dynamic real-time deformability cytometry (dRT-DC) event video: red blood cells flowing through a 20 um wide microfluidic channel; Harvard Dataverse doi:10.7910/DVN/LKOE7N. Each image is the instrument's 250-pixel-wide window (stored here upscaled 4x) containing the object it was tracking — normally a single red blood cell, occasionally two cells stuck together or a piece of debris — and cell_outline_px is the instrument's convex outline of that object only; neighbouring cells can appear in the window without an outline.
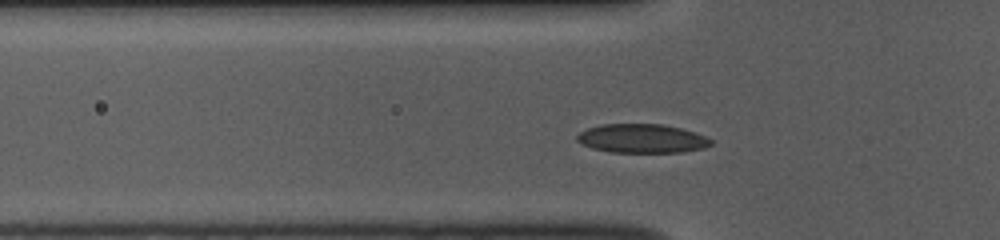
{"species": "common noctule bat (a hibernating species)", "species_latin": "Nyctalus noctula", "temperature_condition": "room temperature", "stored_images_in_passage": 38, "camera_frame_rate_fps": 3000, "um_per_image_px": 0.085, "animal": {"sex": "female", "body_mass_g": 10.0, "forearm_length_mm": 53.1}, "frame": {"image": 1, "passage_image": 3, "time_ms": 0.667, "image_size_px": [1000, 240], "cell_outline_px": [[712, 144], [704, 148], [680, 152], [612, 152], [592, 148], [576, 140], [576, 136], [580, 132], [588, 128], [600, 124], [664, 124], [696, 132], [712, 140]], "centroid_in_image_um": [54.57, 11.76], "position_along_channel_um": 71.2, "area_um2": 22.48}}
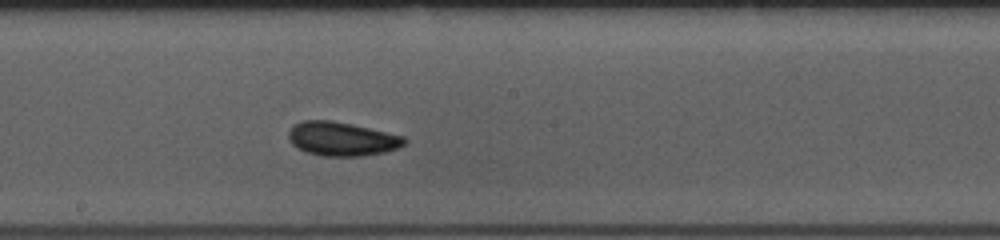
{"frame": {"image": 2, "passage_image": 15, "time_ms": 4.667, "image_size_px": [1000, 240], "cell_outline_px": [[408, 140], [404, 144], [396, 148], [384, 152], [364, 156], [324, 156], [308, 152], [296, 148], [288, 140], [288, 132], [292, 124], [304, 120], [332, 120], [352, 124], [404, 136]], "centroid_in_image_um": [29.02, 11.8], "position_along_channel_um": 219.2, "area_um2": 23.0}}
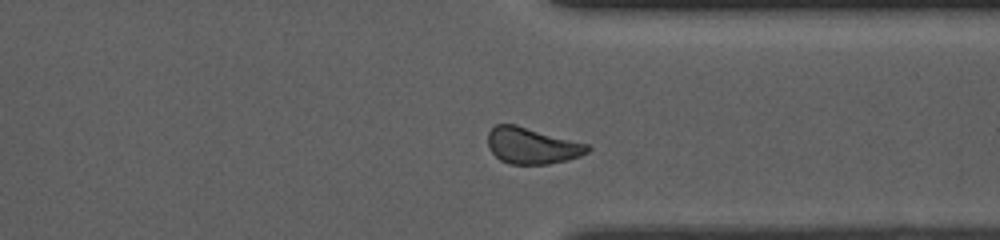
{"frame": {"image": 3, "passage_image": 27, "time_ms": 8.667, "image_size_px": [1000, 240], "cell_outline_px": [[592, 148], [588, 152], [580, 156], [568, 160], [548, 164], [508, 164], [500, 160], [488, 148], [488, 132], [496, 124], [516, 124], [588, 144]], "centroid_in_image_um": [45.22, 12.39], "position_along_channel_um": 366.2, "area_um2": 21.21}}